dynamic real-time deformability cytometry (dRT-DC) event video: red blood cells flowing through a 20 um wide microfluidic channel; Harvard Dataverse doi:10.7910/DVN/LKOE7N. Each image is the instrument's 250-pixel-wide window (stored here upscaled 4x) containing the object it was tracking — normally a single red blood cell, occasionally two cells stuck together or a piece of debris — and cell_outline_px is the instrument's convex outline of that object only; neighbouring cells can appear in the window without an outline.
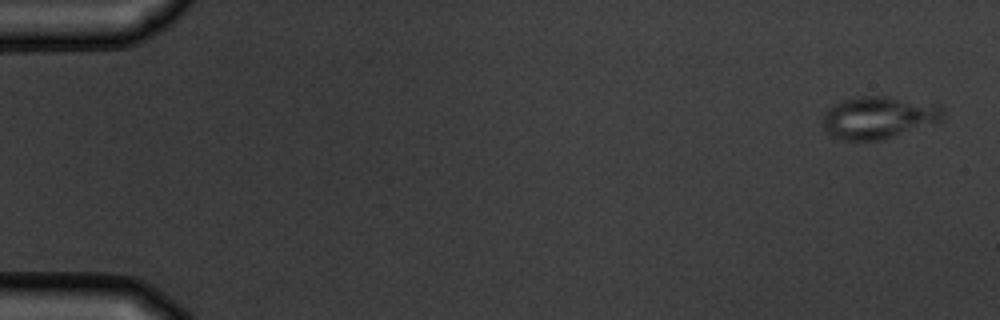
{"species": "common noctule bat (a hibernating species)", "species_latin": "Nyctalus noctula", "temperature_condition": "warm", "stored_images_in_passage": 5, "camera_frame_rate_fps": 3000, "um_per_image_px": 0.085, "animal": {"sex": "male", "body_mass_g": 19.5, "forearm_length_mm": 54.6}, "frame": {"image": 1, "passage_image": 1, "time_ms": 0.0, "image_size_px": [1000, 320], "cell_outline_px": [[944, 112], [940, 120], [880, 140], [840, 140], [832, 136], [820, 124], [824, 112], [832, 104], [844, 100], [860, 96], [888, 96], [944, 104]], "centroid_in_image_um": [74.64, 9.95], "position_along_channel_um": 10.4, "area_um2": 29.71}}